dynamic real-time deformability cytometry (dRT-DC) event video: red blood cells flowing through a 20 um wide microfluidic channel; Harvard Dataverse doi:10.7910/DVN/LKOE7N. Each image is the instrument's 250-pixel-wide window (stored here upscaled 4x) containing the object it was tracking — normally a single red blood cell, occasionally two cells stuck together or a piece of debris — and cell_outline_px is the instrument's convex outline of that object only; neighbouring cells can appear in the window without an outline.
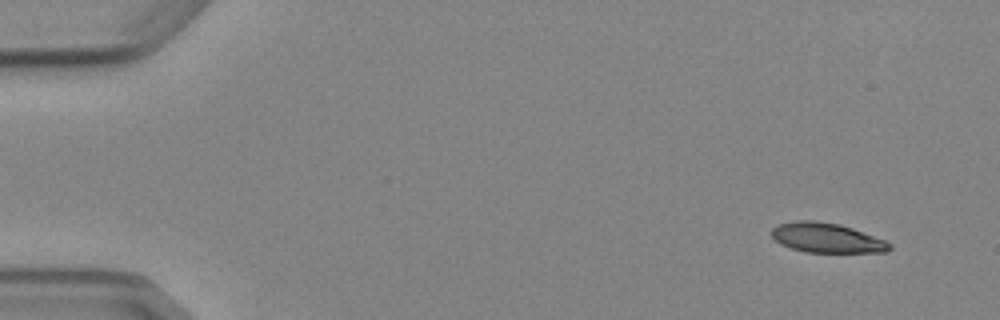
{"species": "Egyptian fruit bat (a non-hibernating species)", "species_latin": "Rousettus aegyptiacus", "temperature_condition": "cold", "stored_images_in_passage": 4, "camera_frame_rate_fps": 3000, "um_per_image_px": 0.085, "animal": {"sex": "female"}, "frame": {"image": 1, "passage_image": 1, "time_ms": 0.0, "image_size_px": [1000, 320], "cell_outline_px": [[892, 248], [888, 252], [804, 252], [780, 244], [772, 236], [772, 228], [780, 224], [796, 220], [812, 220], [840, 224], [888, 240], [892, 244]], "centroid_in_image_um": [70.33, 20.22], "position_along_channel_um": 14.7, "area_um2": 20.52}}
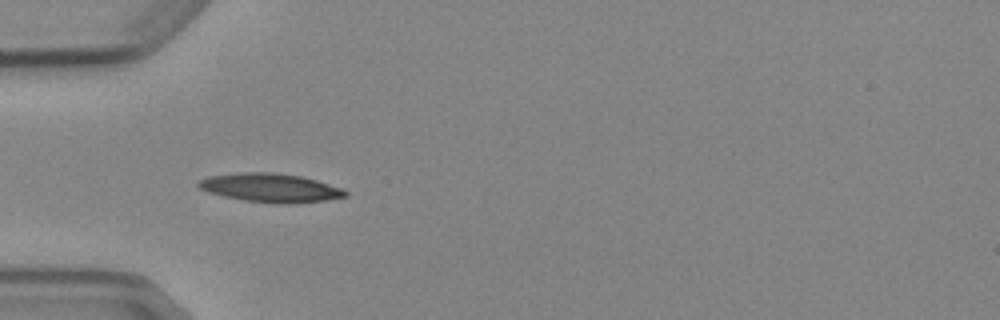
{"frame": {"image": 2, "passage_image": 4, "time_ms": 4.333, "image_size_px": [1000, 320], "cell_outline_px": [[348, 196], [324, 200], [292, 204], [284, 204], [244, 200], [224, 196], [208, 192], [200, 188], [196, 184], [200, 180], [208, 176], [240, 172], [272, 172], [300, 176], [316, 180], [340, 188], [348, 192]], "centroid_in_image_um": [22.97, 15.96], "position_along_channel_um": 62.0, "area_um2": 24.39}}